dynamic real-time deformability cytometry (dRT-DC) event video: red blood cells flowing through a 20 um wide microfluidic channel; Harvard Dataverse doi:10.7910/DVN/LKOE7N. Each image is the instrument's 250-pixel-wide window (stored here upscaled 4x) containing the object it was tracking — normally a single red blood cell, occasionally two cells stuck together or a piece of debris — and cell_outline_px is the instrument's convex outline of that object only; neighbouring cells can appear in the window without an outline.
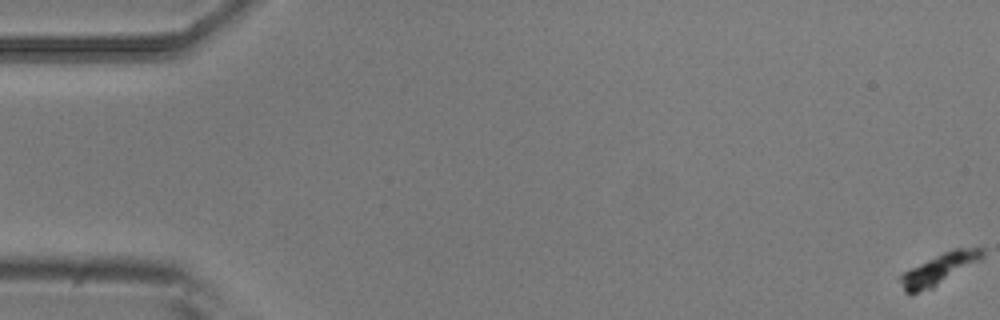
{"species": "common noctule bat (a hibernating species)", "species_latin": "Nyctalus noctula", "temperature_condition": "room temperature", "stored_images_in_passage": 4, "camera_frame_rate_fps": 3000, "um_per_image_px": 0.085, "animal": {"sex": "male", "body_mass_g": 20.5, "forearm_length_mm": 52.5}, "frame": {"image": 1, "passage_image": 1, "time_ms": 0.0, "image_size_px": [1000, 320], "cell_outline_px": [[984, 256], [980, 260], [932, 288], [916, 292], [904, 292], [900, 280], [900, 276], [904, 272], [944, 252], [956, 248], [980, 248], [984, 252]], "centroid_in_image_um": [79.85, 22.86], "position_along_channel_um": 5.1, "area_um2": 14.05}}